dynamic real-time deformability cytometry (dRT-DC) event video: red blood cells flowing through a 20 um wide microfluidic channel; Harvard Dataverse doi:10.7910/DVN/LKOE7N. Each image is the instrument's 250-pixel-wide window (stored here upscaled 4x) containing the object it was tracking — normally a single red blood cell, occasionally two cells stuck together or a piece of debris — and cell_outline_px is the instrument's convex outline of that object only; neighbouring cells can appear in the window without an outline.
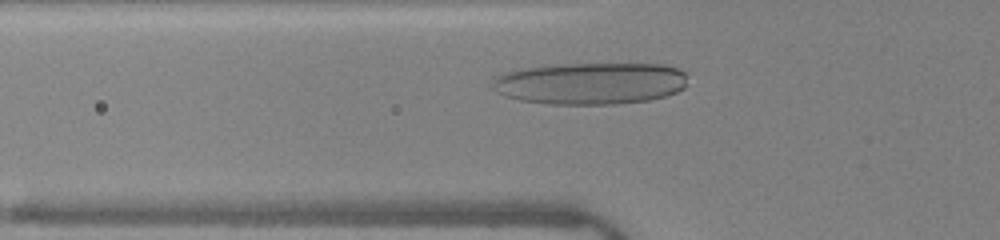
{"species": "human", "species_latin": "Homo sapiens", "temperature_condition": "warm", "stored_images_in_passage": 35, "camera_frame_rate_fps": 3000, "um_per_image_px": 0.085, "donor": {"sex": "female"}, "frame": {"image": 1, "passage_image": 10, "time_ms": 3.0, "image_size_px": [1000, 240], "cell_outline_px": [[688, 84], [684, 88], [676, 92], [664, 96], [648, 100], [616, 104], [552, 104], [520, 100], [504, 96], [496, 92], [492, 88], [492, 76], [504, 72], [520, 68], [544, 64], [664, 64], [676, 68], [684, 72]], "centroid_in_image_um": [50.12, 7.07], "position_along_channel_um": 75.7, "area_um2": 48.32}}
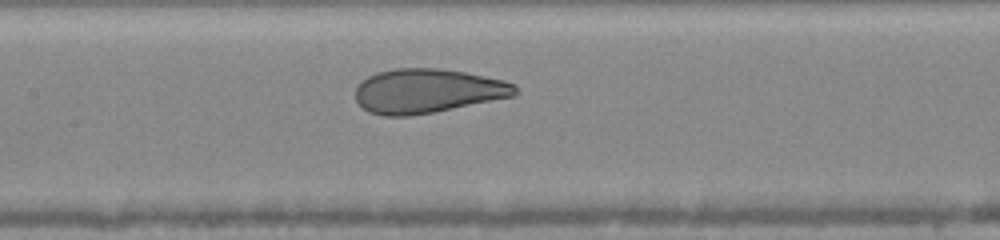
{"frame": {"image": 2, "passage_image": 17, "time_ms": 5.333, "image_size_px": [1000, 240], "cell_outline_px": [[520, 92], [516, 96], [432, 112], [408, 116], [384, 116], [368, 112], [356, 100], [356, 84], [360, 80], [376, 72], [396, 68], [436, 68], [464, 72], [504, 80], [516, 84]], "centroid_in_image_um": [36.34, 7.72], "position_along_channel_um": 171.1, "area_um2": 41.38}}
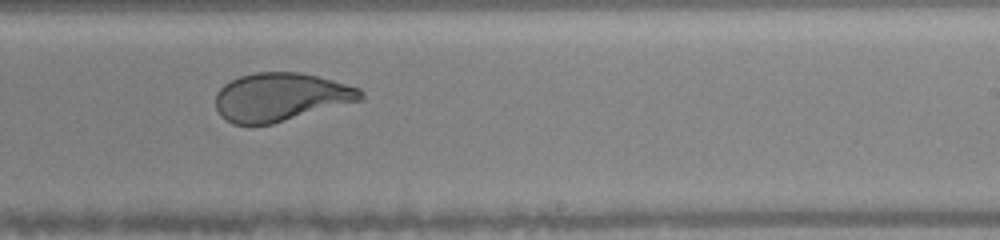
{"frame": {"image": 3, "passage_image": 24, "time_ms": 7.667, "image_size_px": [1000, 240], "cell_outline_px": [[364, 100], [272, 124], [232, 124], [220, 116], [216, 108], [216, 92], [224, 84], [240, 76], [256, 72], [300, 72], [332, 80], [360, 88], [364, 92]], "centroid_in_image_um": [23.87, 8.25], "position_along_channel_um": 265.1, "area_um2": 40.98}, "authors_computed_cell_mechanics": {"area_um2": 41.7894, "velocity_mm_per_s": 4.0515, "shape_relaxation_time_tau1_ms": 3.5507, "shape_relaxation_time_tau2_ms": null, "deformation_change_tau1": 0.1967, "deformation_change_tau2": null}}